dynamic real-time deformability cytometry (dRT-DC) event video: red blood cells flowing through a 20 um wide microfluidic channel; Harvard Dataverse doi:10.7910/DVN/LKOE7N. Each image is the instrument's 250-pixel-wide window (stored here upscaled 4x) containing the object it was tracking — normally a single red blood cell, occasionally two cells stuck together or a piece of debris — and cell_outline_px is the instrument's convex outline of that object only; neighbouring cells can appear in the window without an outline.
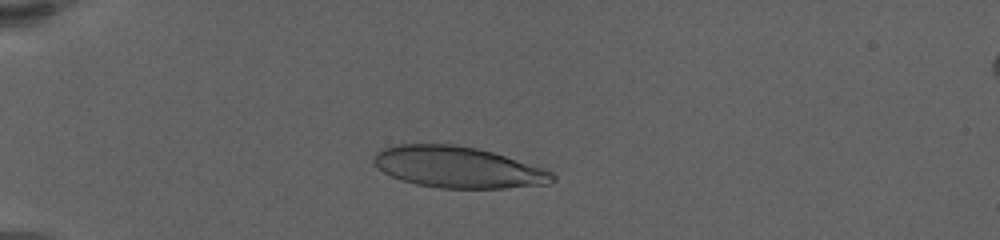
{"species": "human", "species_latin": "Homo sapiens", "temperature_condition": "warm", "stored_images_in_passage": 16, "camera_frame_rate_fps": 3000, "um_per_image_px": 0.085, "donor": {"sex": "female"}, "frame": {"image": 1, "passage_image": 1, "time_ms": 0.0, "image_size_px": [1000, 240], "cell_outline_px": [[556, 180], [548, 184], [504, 188], [440, 188], [416, 184], [400, 180], [384, 172], [372, 160], [376, 152], [380, 148], [396, 144], [452, 144], [476, 148], [492, 152], [544, 168], [552, 172], [556, 176]], "centroid_in_image_um": [38.92, 14.21], "position_along_channel_um": 46.1, "area_um2": 43.0}}
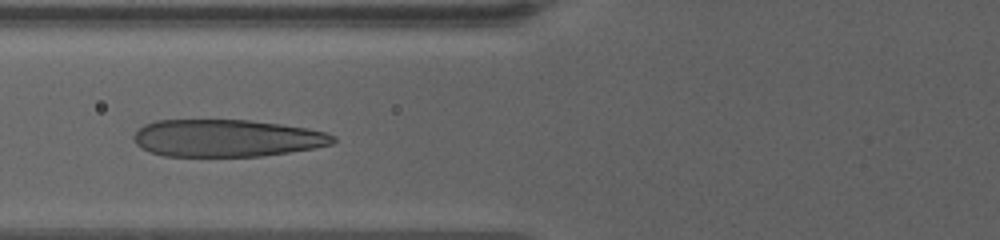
{"frame": {"image": 2, "passage_image": 15, "time_ms": 3.0, "image_size_px": [1000, 240], "cell_outline_px": [[336, 140], [332, 144], [312, 148], [288, 152], [260, 156], [164, 156], [148, 152], [140, 148], [132, 140], [132, 136], [144, 124], [156, 120], [248, 120], [280, 124], [308, 128], [328, 132], [336, 136]], "centroid_in_image_um": [19.24, 11.74], "position_along_channel_um": 106.6, "area_um2": 43.52}}